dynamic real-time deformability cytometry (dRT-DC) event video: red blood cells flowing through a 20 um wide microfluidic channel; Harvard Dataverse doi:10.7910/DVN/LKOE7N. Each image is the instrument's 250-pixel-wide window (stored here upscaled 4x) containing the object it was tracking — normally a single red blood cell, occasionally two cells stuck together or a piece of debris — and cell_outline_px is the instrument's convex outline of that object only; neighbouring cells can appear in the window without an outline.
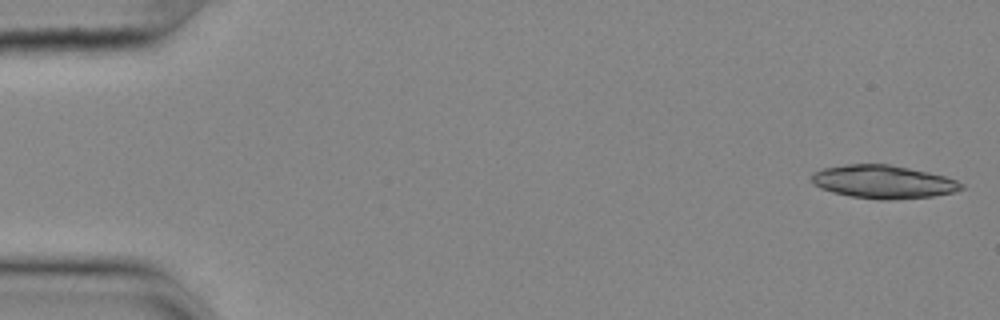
{"species": "common noctule bat (a hibernating species)", "species_latin": "Nyctalus noctula", "temperature_condition": "cold", "stored_images_in_passage": 51, "camera_frame_rate_fps": 3000, "um_per_image_px": 0.085, "animal": {"sex": "female", "body_mass_g": 25.1}, "frame": {"image": 1, "passage_image": 1, "time_ms": 0.0, "image_size_px": [1000, 320], "cell_outline_px": [[964, 188], [952, 192], [932, 196], [888, 200], [880, 200], [852, 196], [832, 192], [820, 188], [812, 184], [812, 172], [824, 168], [848, 164], [888, 164], [928, 172], [944, 176], [956, 180], [964, 184]], "centroid_in_image_um": [75.05, 15.45], "position_along_channel_um": 9.9, "area_um2": 28.78}}
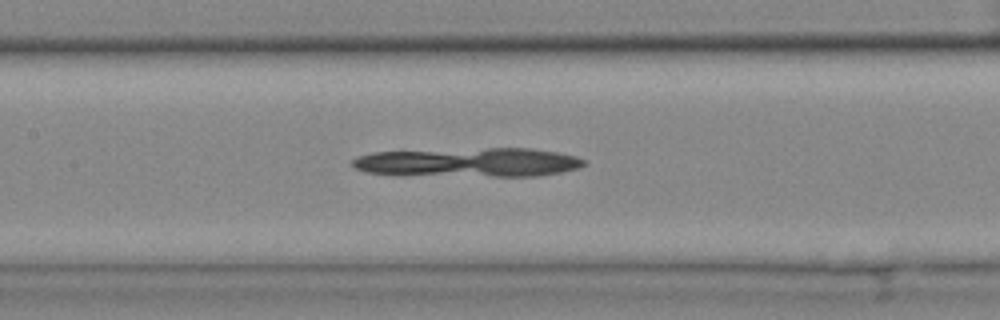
{"frame": {"image": 2, "passage_image": 25, "time_ms": 8.0, "image_size_px": [1000, 320], "cell_outline_px": [[584, 164], [580, 168], [560, 172], [536, 176], [400, 176], [368, 172], [356, 168], [352, 164], [352, 160], [356, 156], [372, 152], [488, 148], [528, 148], [556, 152], [576, 156], [584, 160]], "centroid_in_image_um": [39.77, 13.81], "position_along_channel_um": 167.6, "area_um2": 39.65}}
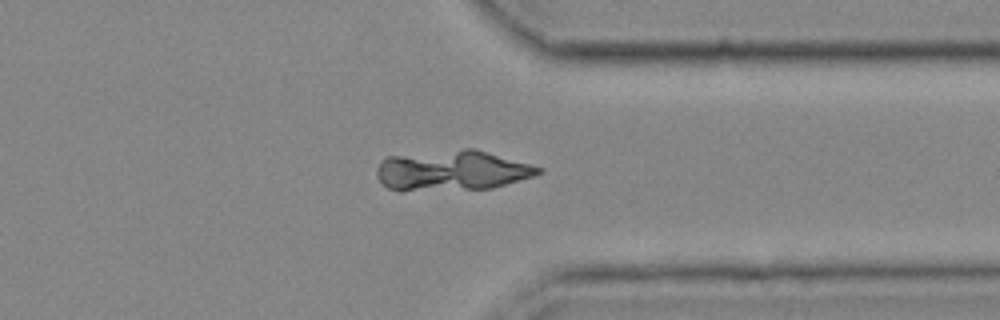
{"frame": {"image": 3, "passage_image": 42, "time_ms": 13.667, "image_size_px": [1000, 320], "cell_outline_px": [[544, 168], [540, 172], [532, 176], [492, 188], [400, 192], [388, 188], [376, 176], [376, 168], [388, 156], [464, 148], [476, 148]], "centroid_in_image_um": [38.39, 14.5], "position_along_channel_um": 373.0, "area_um2": 38.15}}